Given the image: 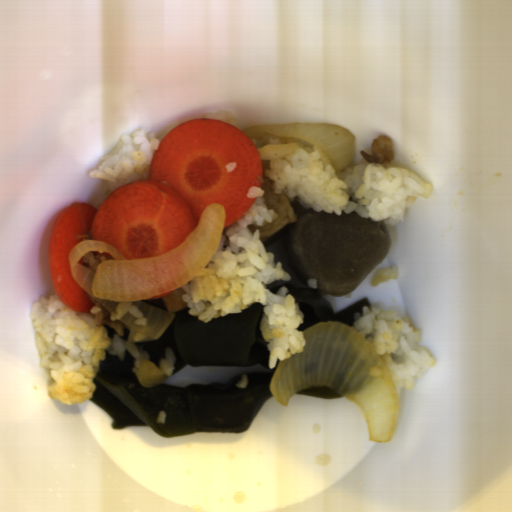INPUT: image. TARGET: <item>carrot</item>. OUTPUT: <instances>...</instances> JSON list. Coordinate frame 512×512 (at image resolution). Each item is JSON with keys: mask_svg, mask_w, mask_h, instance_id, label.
Listing matches in <instances>:
<instances>
[{"mask_svg": "<svg viewBox=\"0 0 512 512\" xmlns=\"http://www.w3.org/2000/svg\"><path fill=\"white\" fill-rule=\"evenodd\" d=\"M262 181L256 147L233 124L206 117L176 126L153 153L147 179L113 190L99 208L75 201L59 214L48 241L57 296L75 312L95 306L71 271L70 253L82 241L106 242L126 260L154 258L185 242L210 204L224 208L222 240L255 204L247 194Z\"/></svg>", "mask_w": 512, "mask_h": 512, "instance_id": "carrot-1", "label": "carrot"}, {"mask_svg": "<svg viewBox=\"0 0 512 512\" xmlns=\"http://www.w3.org/2000/svg\"><path fill=\"white\" fill-rule=\"evenodd\" d=\"M178 288V287H177ZM177 288H174V289H171L169 291H166L164 293H161L159 295H156V296H153V297H149V298H146V299H142V300H156V299H159V298H162V297H165V296H168L169 294H171L172 292H174L175 290H177Z\"/></svg>", "mask_w": 512, "mask_h": 512, "instance_id": "carrot-2", "label": "carrot"}]
</instances>
